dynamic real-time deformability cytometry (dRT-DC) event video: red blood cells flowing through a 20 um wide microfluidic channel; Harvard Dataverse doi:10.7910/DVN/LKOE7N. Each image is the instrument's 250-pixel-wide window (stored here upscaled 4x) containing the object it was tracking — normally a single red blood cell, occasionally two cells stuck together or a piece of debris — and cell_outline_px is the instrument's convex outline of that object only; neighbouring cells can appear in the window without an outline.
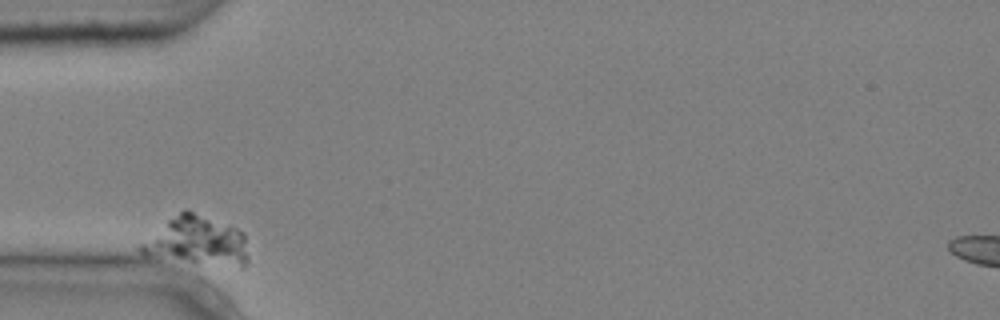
{"species": "common noctule bat (a hibernating species)", "species_latin": "Nyctalus noctula", "temperature_condition": "cold", "stored_images_in_passage": 2, "camera_frame_rate_fps": 3000, "um_per_image_px": 0.085, "animal": {"sex": "male", "body_mass_g": 20.4}, "frame": {"image": 1, "passage_image": 1, "time_ms": 0.0, "image_size_px": [1000, 320], "cell_outline_px": [[248, 260], [244, 268], [240, 268], [144, 256], [136, 248], [140, 244], [168, 220], [184, 208], [188, 208], [236, 228], [244, 232], [248, 256]], "centroid_in_image_um": [16.77, 20.5], "position_along_channel_um": 68.2, "area_um2": 30.92}}